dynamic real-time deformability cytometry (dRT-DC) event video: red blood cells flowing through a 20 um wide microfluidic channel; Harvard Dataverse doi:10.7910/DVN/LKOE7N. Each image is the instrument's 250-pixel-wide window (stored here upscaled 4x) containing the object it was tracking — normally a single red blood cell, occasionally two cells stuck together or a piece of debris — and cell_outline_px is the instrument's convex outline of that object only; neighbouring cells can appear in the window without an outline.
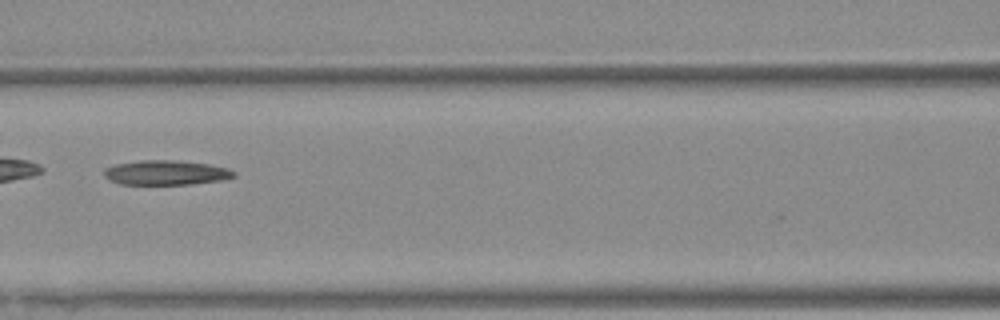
{"species": "Egyptian fruit bat (a non-hibernating species)", "species_latin": "Rousettus aegyptiacus", "temperature_condition": "warm", "stored_images_in_passage": 23, "camera_frame_rate_fps": 3000, "um_per_image_px": 0.085, "animal": {"sex": "female"}, "frame": {"image": 1, "passage_image": 7, "time_ms": 2.0, "image_size_px": [1000, 320], "cell_outline_px": [[236, 176], [224, 180], [188, 184], [120, 184], [104, 176], [104, 168], [112, 164], [140, 160], [172, 160], [208, 164], [228, 168], [236, 172]], "centroid_in_image_um": [14.1, 14.67], "position_along_channel_um": 152.5, "area_um2": 18.67}}
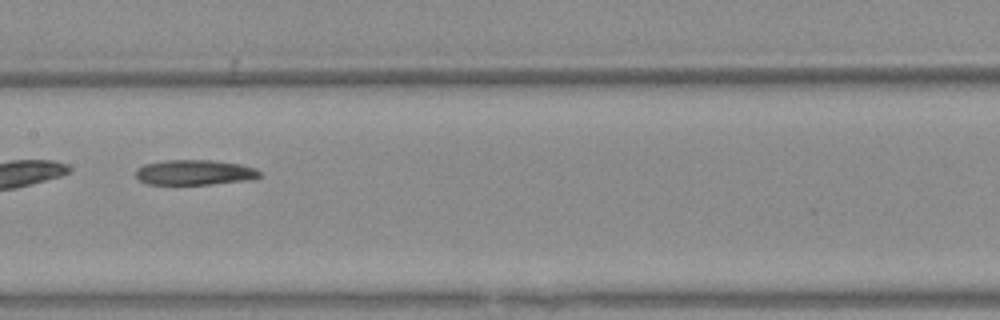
{"frame": {"image": 2, "passage_image": 10, "time_ms": 3.0, "image_size_px": [1000, 320], "cell_outline_px": [[260, 176], [252, 180], [212, 184], [148, 184], [140, 180], [136, 176], [136, 168], [144, 164], [164, 160], [212, 160], [240, 164], [256, 168], [260, 172]], "centroid_in_image_um": [16.56, 14.65], "position_along_channel_um": 190.8, "area_um2": 18.26}}